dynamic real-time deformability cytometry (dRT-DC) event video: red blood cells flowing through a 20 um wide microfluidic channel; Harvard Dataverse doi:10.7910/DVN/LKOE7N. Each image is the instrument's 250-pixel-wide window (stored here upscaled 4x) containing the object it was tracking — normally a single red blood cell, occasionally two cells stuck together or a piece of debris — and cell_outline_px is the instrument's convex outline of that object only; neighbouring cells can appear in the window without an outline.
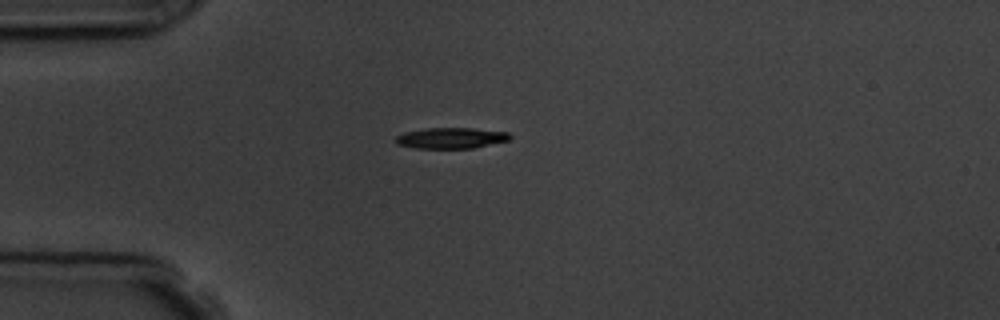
{"species": "common noctule bat (a hibernating species)", "species_latin": "Nyctalus noctula", "temperature_condition": "room temperature", "stored_images_in_passage": 4, "camera_frame_rate_fps": 3000, "um_per_image_px": 0.085, "animal": {"sex": "male", "body_mass_g": 19.5, "forearm_length_mm": 54.6}, "frame": {"image": 1, "passage_image": 3, "time_ms": 3.667, "image_size_px": [1000, 320], "cell_outline_px": [[512, 136], [508, 140], [472, 148], [416, 148], [396, 144], [396, 136], [404, 132], [424, 128], [472, 128], [508, 132]], "centroid_in_image_um": [38.31, 11.72], "position_along_channel_um": 46.7, "area_um2": 13.81}}